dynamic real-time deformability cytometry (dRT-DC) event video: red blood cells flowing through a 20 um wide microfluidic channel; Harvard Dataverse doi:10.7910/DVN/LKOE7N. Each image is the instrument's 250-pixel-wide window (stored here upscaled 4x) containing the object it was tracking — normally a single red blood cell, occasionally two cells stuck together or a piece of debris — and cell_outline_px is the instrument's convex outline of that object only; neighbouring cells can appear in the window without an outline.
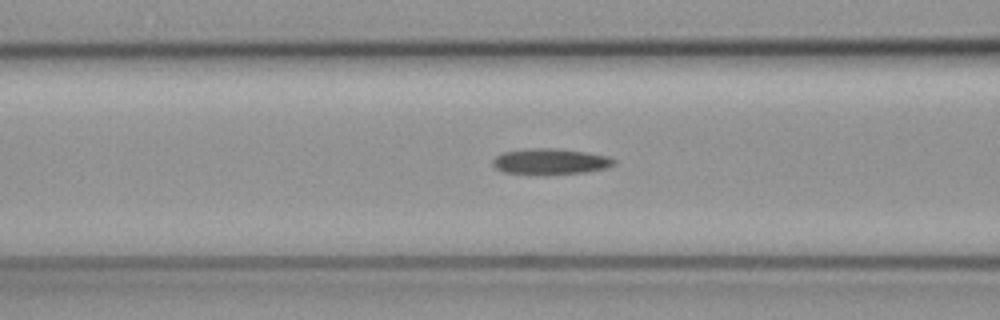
{"species": "common noctule bat (a hibernating species)", "species_latin": "Nyctalus noctula", "temperature_condition": "cold", "stored_images_in_passage": 31, "camera_frame_rate_fps": 3000, "um_per_image_px": 0.085, "animal": {"sex": "female", "body_mass_g": 19.3, "forearm_length_mm": 54.1}, "frame": {"image": 1, "passage_image": 5, "time_ms": 1.333, "image_size_px": [1000, 320], "cell_outline_px": [[616, 164], [608, 168], [584, 172], [504, 172], [496, 168], [492, 164], [492, 160], [496, 156], [504, 152], [536, 148], [556, 148], [584, 152], [608, 156], [616, 160]], "centroid_in_image_um": [46.84, 13.69], "position_along_channel_um": 119.8, "area_um2": 17.4}}
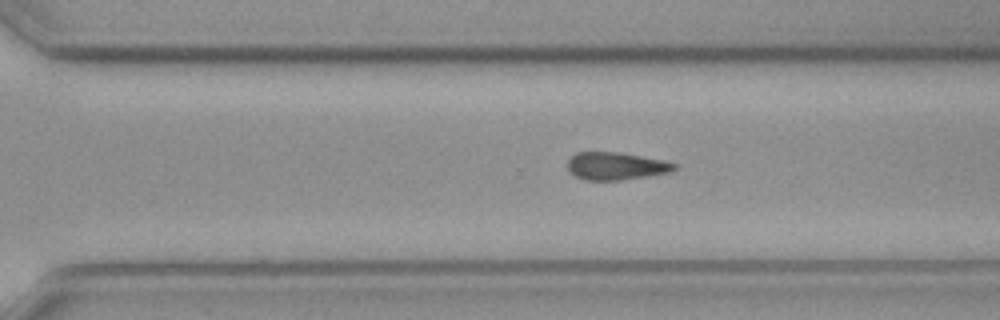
{"frame": {"image": 2, "passage_image": 21, "time_ms": 6.667, "image_size_px": [1000, 320], "cell_outline_px": [[676, 168], [672, 172], [620, 180], [584, 180], [568, 172], [568, 160], [576, 152], [616, 152], [664, 160], [676, 164]], "centroid_in_image_um": [52.33, 14.12], "position_along_channel_um": 318.3, "area_um2": 17.11}}
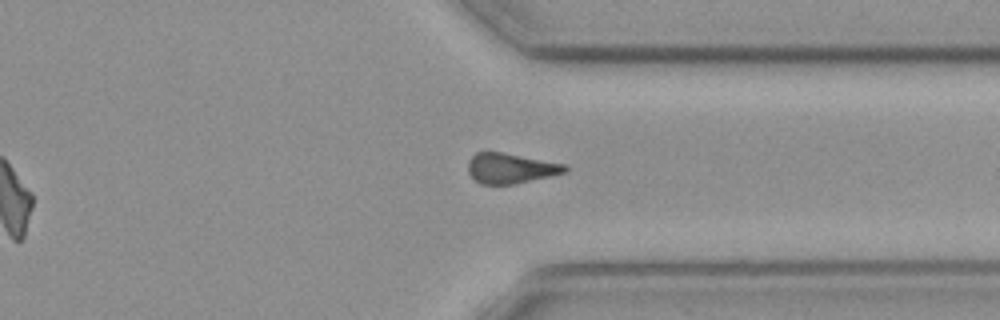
{"frame": {"image": 3, "passage_image": 25, "time_ms": 8.0, "image_size_px": [1000, 320], "cell_outline_px": [[568, 172], [512, 184], [480, 184], [468, 172], [468, 160], [476, 152], [500, 152], [568, 164]], "centroid_in_image_um": [43.42, 14.3], "position_along_channel_um": 368.0, "area_um2": 16.99}, "authors_computed_cell_mechanics": {"area_um2": 17.5134, "velocity_mm_per_s": 3.7248, "shape_relaxation_time_tau1_ms": null, "shape_relaxation_time_tau2_ms": 2.2322, "deformation_change_tau1": null, "deformation_change_tau2": 0.105}}